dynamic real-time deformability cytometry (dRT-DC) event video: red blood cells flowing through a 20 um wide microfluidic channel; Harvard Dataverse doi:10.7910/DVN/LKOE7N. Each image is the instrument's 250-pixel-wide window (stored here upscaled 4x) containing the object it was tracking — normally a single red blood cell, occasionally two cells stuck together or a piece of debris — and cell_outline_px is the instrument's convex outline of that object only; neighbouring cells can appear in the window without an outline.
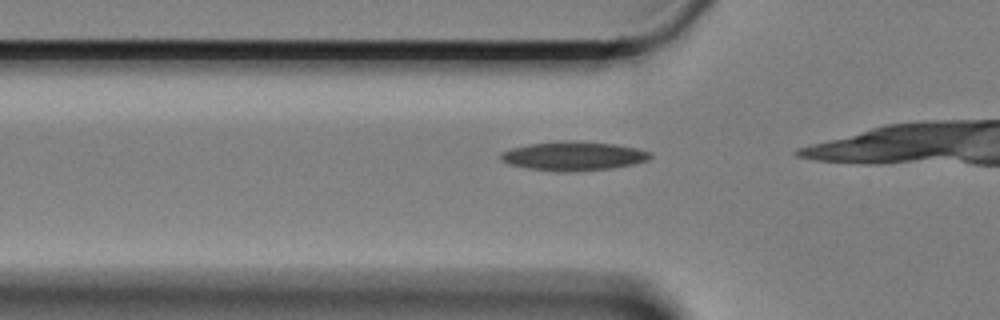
{"species": "Egyptian fruit bat (a non-hibernating species)", "species_latin": "Rousettus aegyptiacus", "temperature_condition": "cold", "stored_images_in_passage": 19, "camera_frame_rate_fps": 3000, "um_per_image_px": 0.085, "animal": {"sex": "female"}, "frame": {"image": 1, "passage_image": 13, "time_ms": 4.0, "image_size_px": [1000, 320], "cell_outline_px": [[652, 156], [648, 160], [632, 164], [608, 168], [572, 172], [560, 172], [528, 168], [508, 164], [500, 160], [500, 152], [512, 148], [528, 144], [564, 140], [572, 140], [616, 144], [636, 148], [652, 152]], "centroid_in_image_um": [48.72, 13.25], "position_along_channel_um": 77.1, "area_um2": 25.37}}
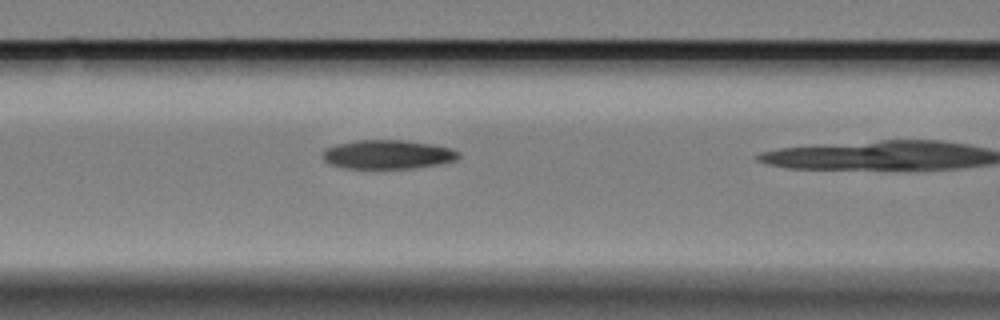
{"frame": {"image": 2, "passage_image": 18, "time_ms": 5.667, "image_size_px": [1000, 320], "cell_outline_px": [[460, 156], [456, 160], [440, 164], [412, 168], [344, 168], [328, 164], [324, 160], [324, 152], [328, 148], [336, 144], [360, 140], [404, 140], [432, 144], [452, 148], [460, 152]], "centroid_in_image_um": [33.0, 13.13], "position_along_channel_um": 133.6, "area_um2": 22.89}}